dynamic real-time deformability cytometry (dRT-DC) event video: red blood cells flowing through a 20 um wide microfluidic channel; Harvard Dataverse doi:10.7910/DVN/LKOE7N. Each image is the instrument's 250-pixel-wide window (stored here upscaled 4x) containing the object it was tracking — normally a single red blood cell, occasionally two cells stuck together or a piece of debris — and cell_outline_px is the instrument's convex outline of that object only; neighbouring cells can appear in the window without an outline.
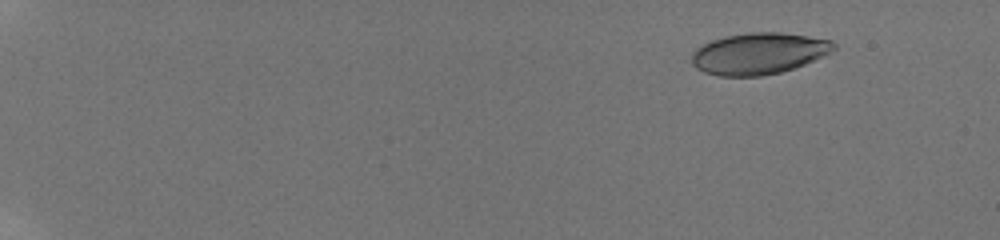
{"species": "human", "species_latin": "Homo sapiens", "temperature_condition": "room temperature", "stored_images_in_passage": 10, "camera_frame_rate_fps": 3000, "um_per_image_px": 0.085, "donor": {"sex": "male"}, "frame": {"image": 1, "passage_image": 2, "time_ms": 0.667, "image_size_px": [1000, 240], "cell_outline_px": [[836, 48], [824, 56], [804, 64], [780, 72], [760, 76], [716, 76], [704, 72], [696, 68], [692, 64], [692, 52], [696, 48], [712, 40], [728, 36], [748, 32], [780, 32], [808, 36], [832, 40], [836, 44]], "centroid_in_image_um": [64.49, 4.55], "position_along_channel_um": 20.5, "area_um2": 34.28}}
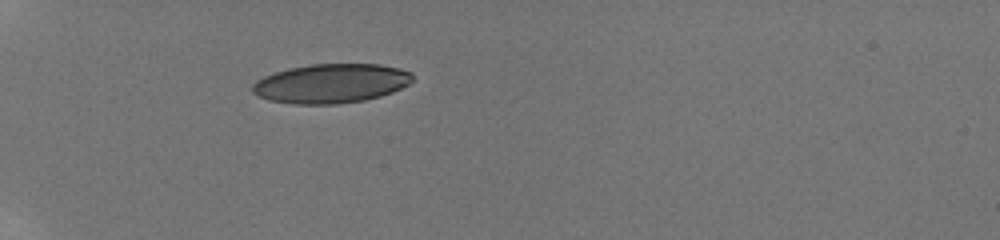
{"frame": {"image": 2, "passage_image": 8, "time_ms": 5.333, "image_size_px": [1000, 240], "cell_outline_px": [[412, 80], [408, 84], [392, 92], [380, 96], [364, 100], [336, 104], [292, 104], [268, 100], [252, 92], [252, 84], [256, 80], [264, 76], [288, 68], [312, 64], [380, 64], [400, 68], [412, 72]], "centroid_in_image_um": [28.13, 7.09], "position_along_channel_um": 56.9, "area_um2": 36.65}}